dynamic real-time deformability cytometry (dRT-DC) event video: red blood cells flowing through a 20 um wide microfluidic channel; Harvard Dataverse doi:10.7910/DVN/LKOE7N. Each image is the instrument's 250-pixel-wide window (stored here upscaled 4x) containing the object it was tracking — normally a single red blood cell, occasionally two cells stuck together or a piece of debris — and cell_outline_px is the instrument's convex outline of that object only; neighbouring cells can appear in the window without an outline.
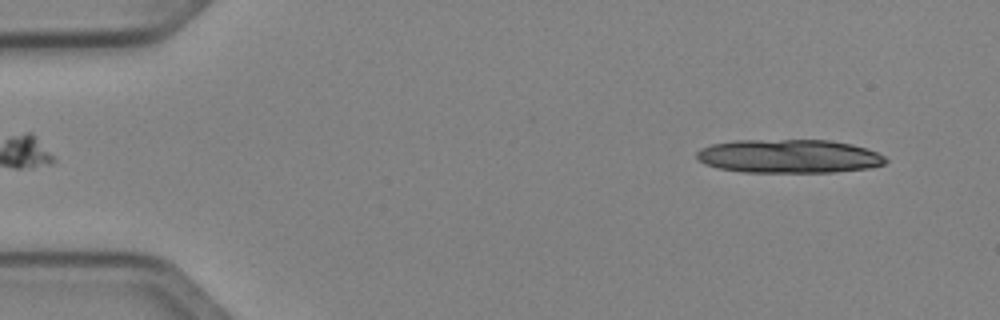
{"species": "Egyptian fruit bat (a non-hibernating species)", "species_latin": "Rousettus aegyptiacus", "temperature_condition": "cold", "stored_images_in_passage": 14, "camera_frame_rate_fps": 3000, "um_per_image_px": 0.085, "animal": {"sex": "female"}, "frame": {"image": 1, "passage_image": 3, "time_ms": 0.667, "image_size_px": [1000, 320], "cell_outline_px": [[888, 160], [884, 164], [868, 168], [832, 172], [744, 172], [720, 168], [704, 164], [696, 156], [696, 152], [700, 148], [712, 144], [736, 140], [828, 140], [852, 144], [876, 152], [884, 156]], "centroid_in_image_um": [67.04, 13.28], "position_along_channel_um": 18.0, "area_um2": 36.93}}